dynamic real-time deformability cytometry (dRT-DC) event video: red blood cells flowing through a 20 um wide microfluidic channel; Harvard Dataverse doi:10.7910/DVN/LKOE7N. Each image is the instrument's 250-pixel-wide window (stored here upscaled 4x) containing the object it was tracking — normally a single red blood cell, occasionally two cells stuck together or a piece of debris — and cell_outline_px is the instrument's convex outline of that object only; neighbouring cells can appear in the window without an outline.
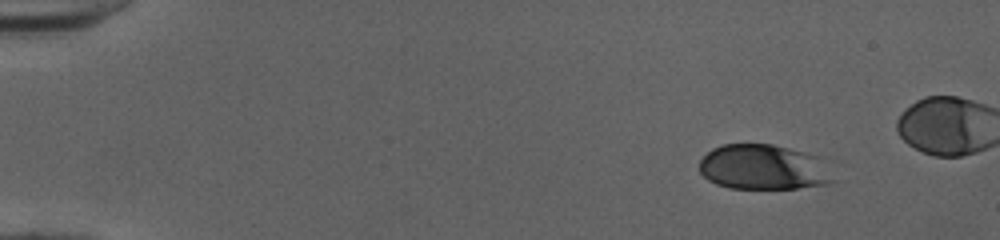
{"species": "human", "species_latin": "Homo sapiens", "temperature_condition": "cold", "stored_images_in_passage": 43, "camera_frame_rate_fps": 3000, "um_per_image_px": 0.085, "donor": {"sex": "female"}, "frame": {"image": 1, "passage_image": 1, "time_ms": 0.0, "image_size_px": [1000, 240], "cell_outline_px": [[836, 180], [828, 184], [796, 188], [728, 188], [716, 184], [708, 180], [700, 172], [700, 160], [712, 148], [720, 144], [772, 144], [788, 148], [816, 156]], "centroid_in_image_um": [64.84, 14.22], "position_along_channel_um": 20.2, "area_um2": 34.91}}
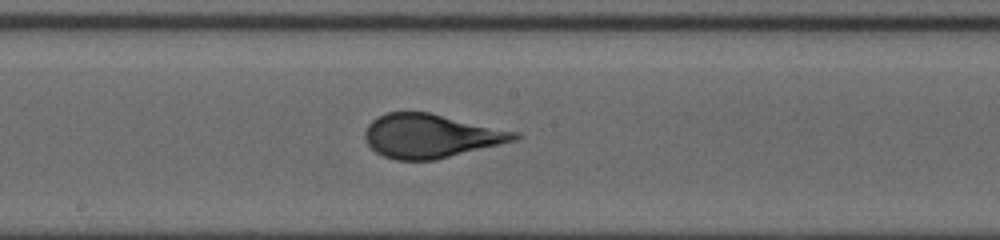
{"frame": {"image": 2, "passage_image": 24, "time_ms": 7.667, "image_size_px": [1000, 240], "cell_outline_px": [[524, 136], [516, 140], [436, 160], [396, 160], [384, 156], [376, 152], [364, 140], [364, 132], [368, 124], [372, 120], [388, 112], [428, 112], [520, 132]], "centroid_in_image_um": [36.63, 11.56], "position_along_channel_um": 211.6, "area_um2": 38.21}}
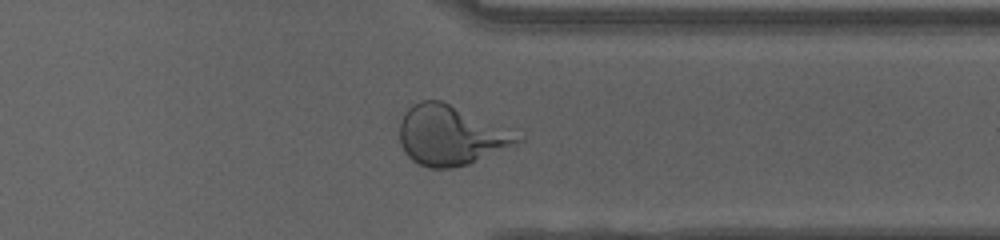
{"frame": {"image": 3, "passage_image": 36, "time_ms": 11.667, "image_size_px": [1000, 240], "cell_outline_px": [[528, 136], [524, 140], [516, 144], [468, 164], [452, 168], [428, 168], [412, 160], [404, 152], [400, 144], [400, 120], [404, 112], [412, 104], [420, 100], [440, 100]], "centroid_in_image_um": [38.32, 11.5], "position_along_channel_um": 373.1, "area_um2": 41.21}}